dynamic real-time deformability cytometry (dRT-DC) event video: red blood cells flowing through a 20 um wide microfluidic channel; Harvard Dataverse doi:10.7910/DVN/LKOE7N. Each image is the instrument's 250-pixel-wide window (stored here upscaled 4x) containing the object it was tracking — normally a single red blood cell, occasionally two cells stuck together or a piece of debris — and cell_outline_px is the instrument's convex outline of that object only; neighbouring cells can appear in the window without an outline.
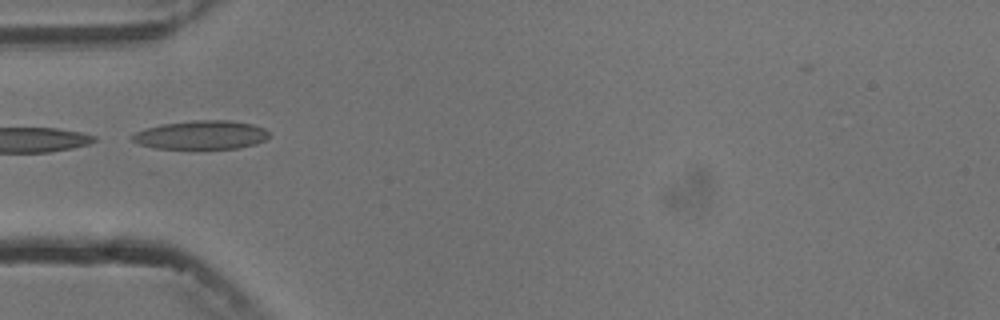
{"species": "common noctule bat (a hibernating species)", "species_latin": "Nyctalus noctula", "temperature_condition": "cold", "stored_images_in_passage": 7, "camera_frame_rate_fps": 3000, "um_per_image_px": 0.085, "animal": {"sex": "male", "body_mass_g": 13.3}, "frame": {"image": 1, "passage_image": 5, "time_ms": 4.333, "image_size_px": [1000, 320], "cell_outline_px": [[268, 136], [264, 140], [256, 144], [240, 148], [156, 148], [140, 144], [132, 140], [128, 136], [136, 132], [160, 124], [192, 120], [228, 120], [252, 124], [264, 128], [268, 132]], "centroid_in_image_um": [17.1, 11.46], "position_along_channel_um": 67.9, "area_um2": 22.77}}
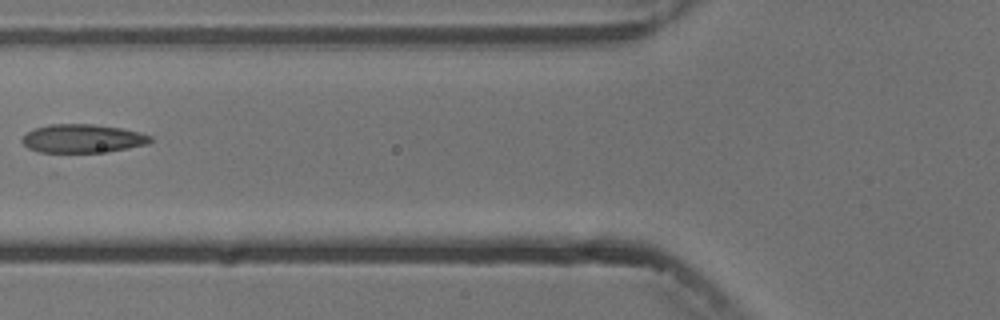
{"frame": {"image": 2, "passage_image": 6, "time_ms": 5.667, "image_size_px": [1000, 320], "cell_outline_px": [[152, 140], [148, 144], [108, 152], [52, 156], [28, 148], [20, 140], [32, 128], [48, 124], [92, 124], [124, 128], [140, 132], [152, 136]], "centroid_in_image_um": [6.97, 11.82], "position_along_channel_um": 118.8, "area_um2": 22.48}}
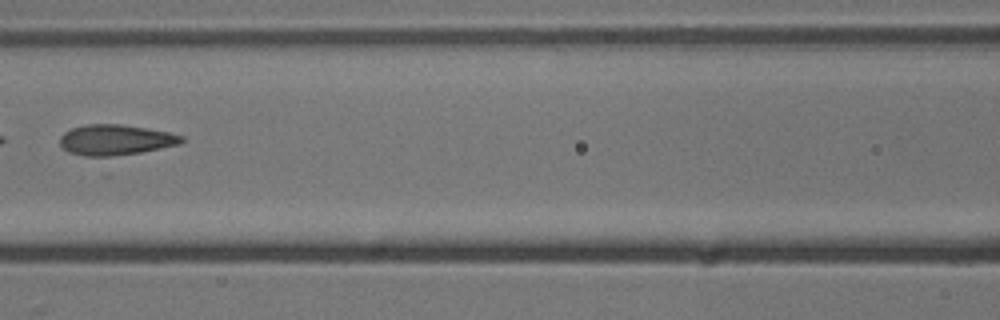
{"frame": {"image": 3, "passage_image": 7, "time_ms": 6.667, "image_size_px": [1000, 320], "cell_outline_px": [[184, 140], [180, 144], [104, 160], [84, 156], [68, 152], [60, 144], [60, 136], [64, 132], [72, 128], [84, 124], [120, 124], [148, 128], [168, 132], [184, 136]], "centroid_in_image_um": [9.8, 11.93], "position_along_channel_um": 156.8, "area_um2": 22.43}}